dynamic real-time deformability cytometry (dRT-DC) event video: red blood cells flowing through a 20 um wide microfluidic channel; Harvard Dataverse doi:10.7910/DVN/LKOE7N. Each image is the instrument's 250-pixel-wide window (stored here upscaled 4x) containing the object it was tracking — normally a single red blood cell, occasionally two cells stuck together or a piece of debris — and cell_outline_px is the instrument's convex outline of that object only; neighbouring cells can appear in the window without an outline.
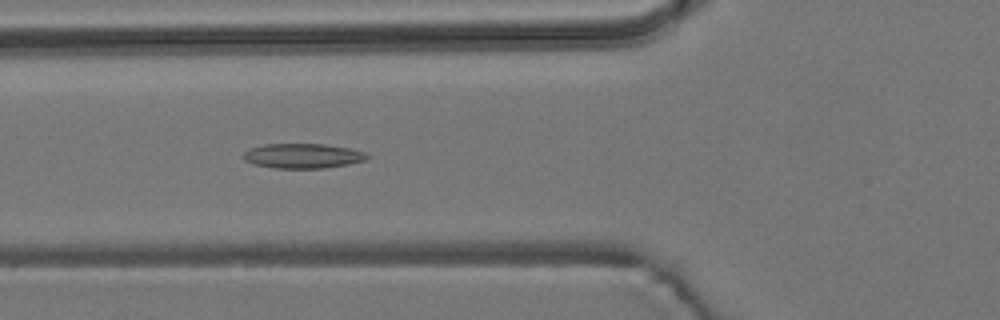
{"species": "common noctule bat (a hibernating species)", "species_latin": "Nyctalus noctula", "temperature_condition": "room temperature", "stored_images_in_passage": 55, "camera_frame_rate_fps": 3000, "um_per_image_px": 0.085, "animal": {"sex": "male", "body_mass_g": 19.2, "forearm_length_mm": 51.8}, "frame": {"image": 1, "passage_image": 20, "time_ms": 6.333, "image_size_px": [1000, 320], "cell_outline_px": [[368, 156], [364, 160], [348, 164], [324, 168], [276, 168], [252, 164], [244, 160], [244, 152], [248, 148], [264, 144], [324, 144], [352, 148], [364, 152]], "centroid_in_image_um": [25.7, 13.24], "position_along_channel_um": 100.1, "area_um2": 17.86}}
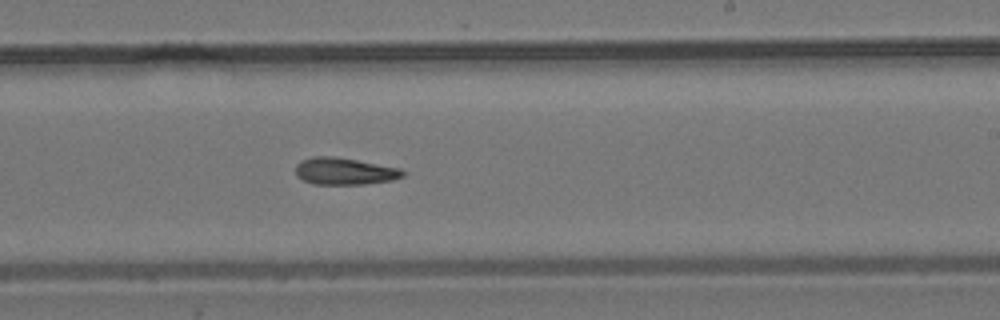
{"frame": {"image": 2, "passage_image": 33, "time_ms": 10.667, "image_size_px": [1000, 320], "cell_outline_px": [[404, 176], [392, 180], [364, 184], [312, 184], [296, 176], [296, 164], [300, 160], [312, 156], [336, 156], [400, 168], [404, 172]], "centroid_in_image_um": [29.25, 14.54], "position_along_channel_um": 259.7, "area_um2": 16.94}}
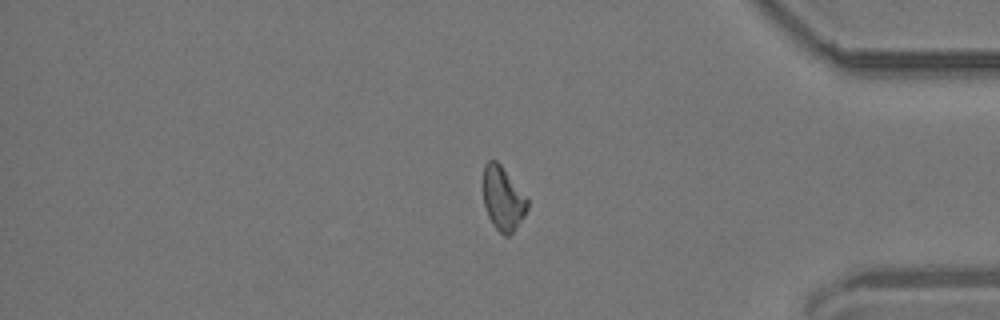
{"frame": {"image": 3, "passage_image": 46, "time_ms": 15.0, "image_size_px": [1000, 320], "cell_outline_px": [[528, 208], [524, 216], [516, 228], [508, 236], [504, 236], [492, 224], [488, 216], [484, 204], [484, 164], [488, 160], [496, 160], [500, 164], [528, 196]], "centroid_in_image_um": [42.78, 16.87], "position_along_channel_um": 392.4, "area_um2": 16.53}, "authors_computed_cell_mechanics": {"area_um2": 17.1666, "velocity_mm_per_s": 3.6854, "shape_relaxation_time_tau1_ms": null, "shape_relaxation_time_tau2_ms": 11.2672, "deformation_change_tau1": null, "deformation_change_tau2": 0.2076}}